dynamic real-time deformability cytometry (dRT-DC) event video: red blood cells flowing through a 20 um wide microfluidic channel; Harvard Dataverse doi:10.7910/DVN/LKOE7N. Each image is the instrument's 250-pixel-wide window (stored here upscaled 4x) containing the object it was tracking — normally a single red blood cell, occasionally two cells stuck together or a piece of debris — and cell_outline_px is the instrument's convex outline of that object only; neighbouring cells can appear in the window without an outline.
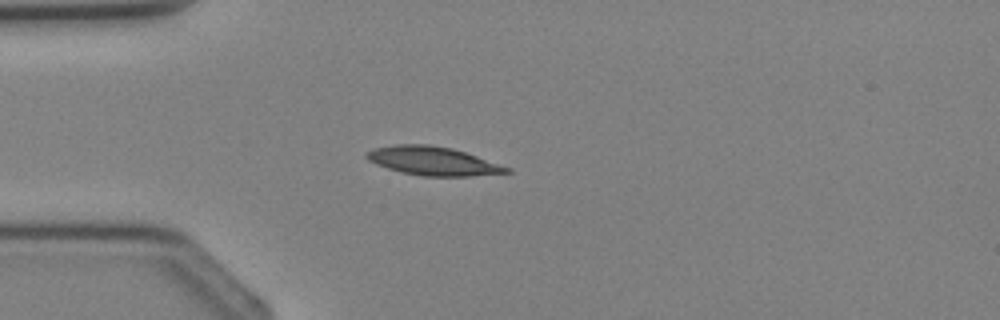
{"species": "Egyptian fruit bat (a non-hibernating species)", "species_latin": "Rousettus aegyptiacus", "temperature_condition": "cold", "stored_images_in_passage": 2, "camera_frame_rate_fps": 3000, "um_per_image_px": 0.085, "animal": {"sex": "female"}, "frame": {"image": 1, "passage_image": 2, "time_ms": 1.0, "image_size_px": [1000, 320], "cell_outline_px": [[512, 172], [468, 176], [424, 176], [404, 172], [388, 168], [376, 164], [368, 160], [364, 156], [372, 148], [392, 144], [428, 144], [452, 148], [512, 168]], "centroid_in_image_um": [36.78, 13.67], "position_along_channel_um": 48.2, "area_um2": 23.24}}